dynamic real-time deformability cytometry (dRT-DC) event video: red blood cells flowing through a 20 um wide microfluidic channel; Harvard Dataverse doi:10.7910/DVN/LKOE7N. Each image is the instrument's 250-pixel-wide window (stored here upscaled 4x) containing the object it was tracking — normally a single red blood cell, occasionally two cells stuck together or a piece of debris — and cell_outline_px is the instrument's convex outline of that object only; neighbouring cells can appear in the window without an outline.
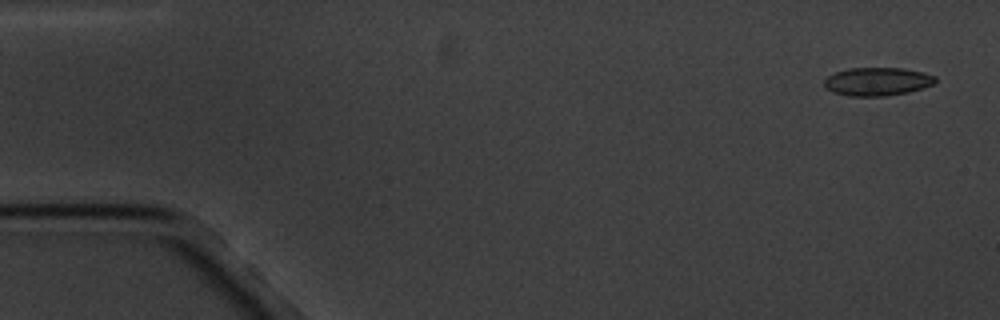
{"species": "common noctule bat (a hibernating species)", "species_latin": "Nyctalus noctula", "temperature_condition": "cold", "stored_images_in_passage": 7, "camera_frame_rate_fps": 3000, "um_per_image_px": 0.085, "animal": {"sex": "male", "body_mass_g": 20.1, "forearm_length_mm": 53.5}, "frame": {"image": 1, "passage_image": 1, "time_ms": 0.0, "image_size_px": [1000, 320], "cell_outline_px": [[936, 80], [932, 84], [924, 88], [908, 92], [884, 96], [848, 96], [832, 92], [824, 88], [824, 80], [828, 76], [836, 72], [848, 68], [904, 68], [924, 72], [936, 76]], "centroid_in_image_um": [74.56, 6.93], "position_along_channel_um": 10.4, "area_um2": 18.44}}
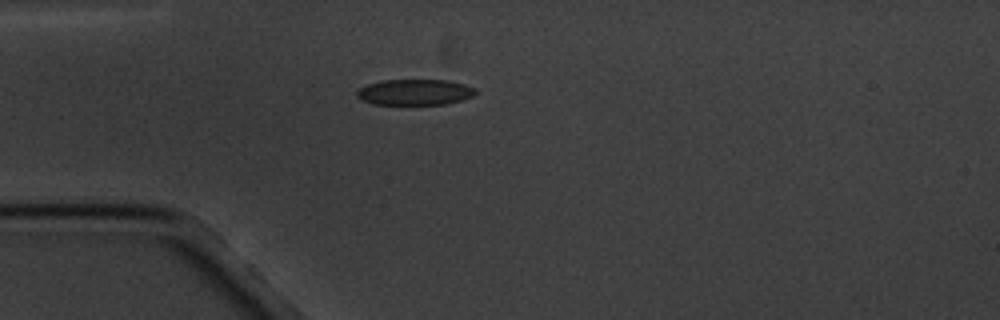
{"frame": {"image": 2, "passage_image": 5, "time_ms": 4.333, "image_size_px": [1000, 320], "cell_outline_px": [[476, 92], [472, 96], [460, 100], [444, 104], [372, 104], [360, 100], [356, 96], [356, 92], [360, 88], [368, 84], [384, 80], [448, 80], [464, 84], [476, 88]], "centroid_in_image_um": [35.23, 7.83], "position_along_channel_um": 49.8, "area_um2": 17.8}}
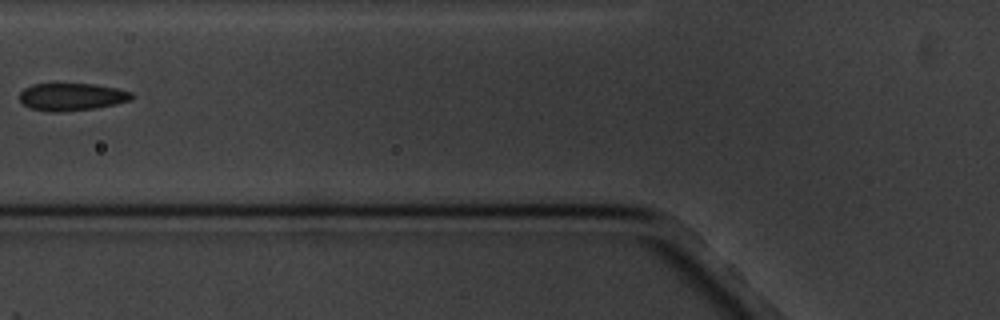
{"frame": {"image": 3, "passage_image": 7, "time_ms": 6.667, "image_size_px": [1000, 320], "cell_outline_px": [[132, 100], [92, 108], [60, 112], [48, 112], [32, 108], [24, 104], [20, 100], [20, 92], [24, 88], [32, 84], [92, 84], [116, 88], [132, 92]], "centroid_in_image_um": [6.07, 8.22], "position_along_channel_um": 119.7, "area_um2": 17.69}}